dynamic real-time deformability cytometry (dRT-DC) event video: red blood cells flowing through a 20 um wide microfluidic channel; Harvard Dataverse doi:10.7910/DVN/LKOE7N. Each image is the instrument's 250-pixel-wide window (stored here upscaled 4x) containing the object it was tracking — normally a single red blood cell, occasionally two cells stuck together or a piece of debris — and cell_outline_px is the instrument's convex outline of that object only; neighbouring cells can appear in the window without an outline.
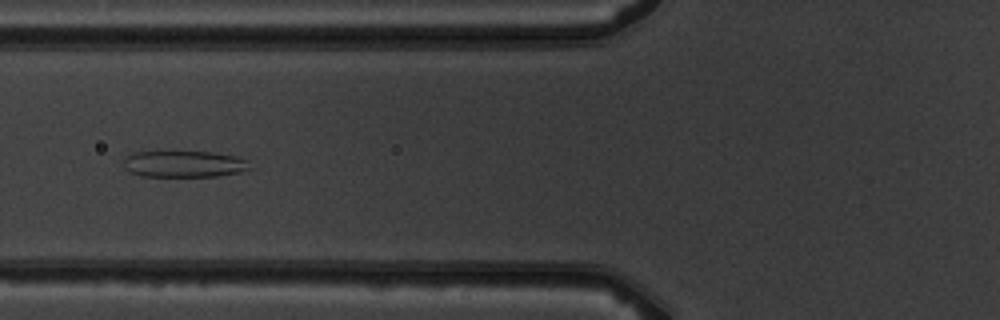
{"species": "common noctule bat (a hibernating species)", "species_latin": "Nyctalus noctula", "temperature_condition": "warm", "stored_images_in_passage": 7, "camera_frame_rate_fps": 3000, "um_per_image_px": 0.085, "animal": {"sex": "male", "body_mass_g": 19.5, "forearm_length_mm": 54.6}, "frame": {"image": 1, "passage_image": 6, "time_ms": 5.667, "image_size_px": [1000, 320], "cell_outline_px": [[252, 168], [240, 172], [216, 176], [140, 176], [132, 172], [124, 164], [124, 160], [132, 152], [212, 152], [236, 156], [248, 160]], "centroid_in_image_um": [15.71, 13.94], "position_along_channel_um": 110.1, "area_um2": 19.31}}